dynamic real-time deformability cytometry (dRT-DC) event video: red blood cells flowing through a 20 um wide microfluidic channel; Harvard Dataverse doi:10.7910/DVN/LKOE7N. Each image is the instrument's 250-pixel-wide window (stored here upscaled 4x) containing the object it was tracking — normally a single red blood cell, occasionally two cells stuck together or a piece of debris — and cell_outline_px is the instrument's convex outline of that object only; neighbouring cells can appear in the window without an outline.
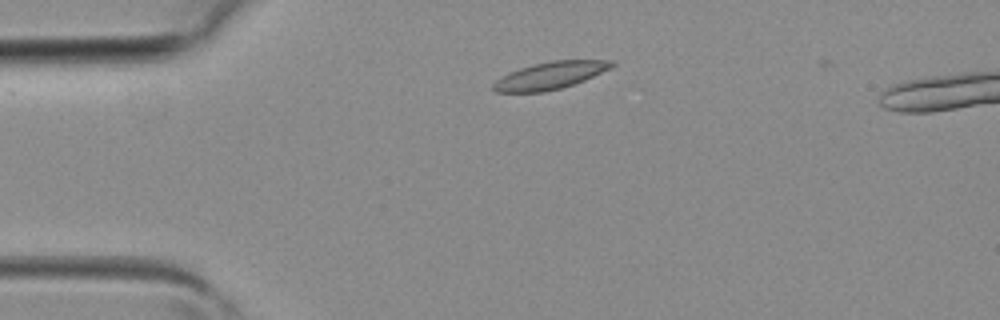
{"species": "common noctule bat (a hibernating species)", "species_latin": "Nyctalus noctula", "temperature_condition": "room temperature", "stored_images_in_passage": 3, "camera_frame_rate_fps": 3000, "um_per_image_px": 0.085, "animal": {"sex": "female", "body_mass_g": 19.3, "forearm_length_mm": 54.1}, "frame": {"image": 1, "passage_image": 1, "time_ms": 0.0, "image_size_px": [1000, 320], "cell_outline_px": [[616, 64], [584, 80], [560, 88], [544, 92], [496, 92], [492, 88], [492, 84], [500, 76], [508, 72], [532, 64], [552, 60], [612, 60]], "centroid_in_image_um": [46.69, 6.41], "position_along_channel_um": 38.3, "area_um2": 18.67}}